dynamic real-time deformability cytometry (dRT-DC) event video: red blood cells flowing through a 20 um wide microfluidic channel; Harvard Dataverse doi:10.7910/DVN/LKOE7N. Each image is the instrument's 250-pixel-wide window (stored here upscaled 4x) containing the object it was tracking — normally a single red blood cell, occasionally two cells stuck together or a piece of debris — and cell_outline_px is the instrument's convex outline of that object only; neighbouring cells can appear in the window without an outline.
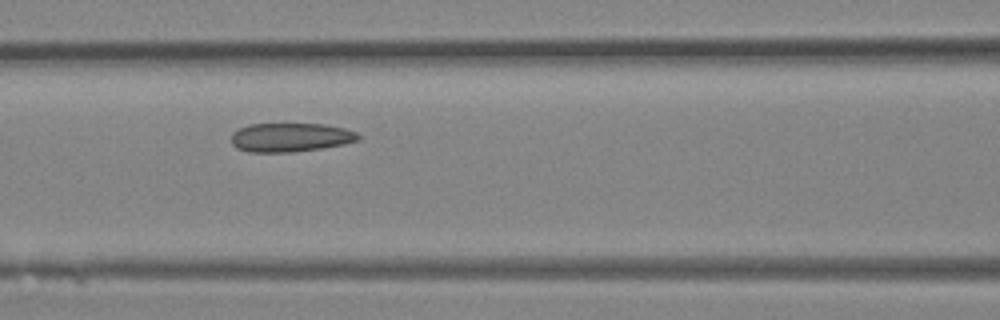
{"species": "Egyptian fruit bat (a non-hibernating species)", "species_latin": "Rousettus aegyptiacus", "temperature_condition": "room temperature", "stored_images_in_passage": 4, "camera_frame_rate_fps": 3000, "um_per_image_px": 0.085, "animal": {"sex": "female"}, "frame": {"image": 1, "passage_image": 4, "time_ms": 1.0, "image_size_px": [1000, 320], "cell_outline_px": [[360, 140], [344, 144], [320, 148], [292, 152], [248, 152], [236, 148], [232, 144], [232, 132], [248, 124], [324, 124], [344, 128], [356, 132], [360, 136]], "centroid_in_image_um": [24.68, 11.68], "position_along_channel_um": 141.9, "area_um2": 21.39}}